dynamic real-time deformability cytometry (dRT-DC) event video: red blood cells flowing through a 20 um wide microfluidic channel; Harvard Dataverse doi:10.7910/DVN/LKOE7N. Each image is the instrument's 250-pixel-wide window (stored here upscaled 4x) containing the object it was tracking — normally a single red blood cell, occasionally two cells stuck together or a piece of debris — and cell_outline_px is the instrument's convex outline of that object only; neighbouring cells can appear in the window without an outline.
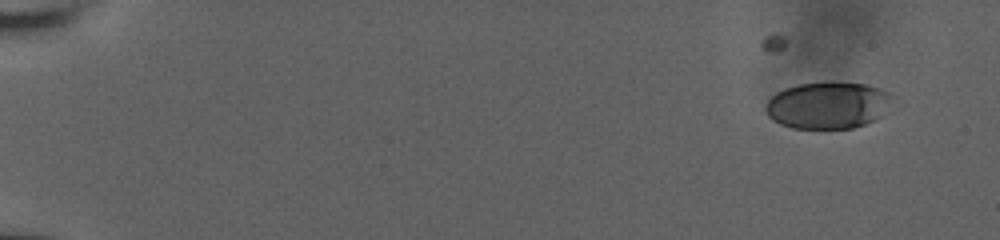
{"species": "human", "species_latin": "Homo sapiens", "temperature_condition": "room temperature", "stored_images_in_passage": 24, "camera_frame_rate_fps": 3000, "um_per_image_px": 0.085, "donor": {"sex": "male"}, "frame": {"image": 1, "passage_image": 5, "time_ms": 1.333, "image_size_px": [1000, 240], "cell_outline_px": [[896, 96], [880, 116], [864, 124], [852, 128], [792, 128], [780, 124], [772, 120], [768, 116], [764, 108], [768, 100], [776, 92], [784, 88], [800, 84], [864, 84], [880, 88]], "centroid_in_image_um": [70.34, 8.97], "position_along_channel_um": 14.7, "area_um2": 34.04}}
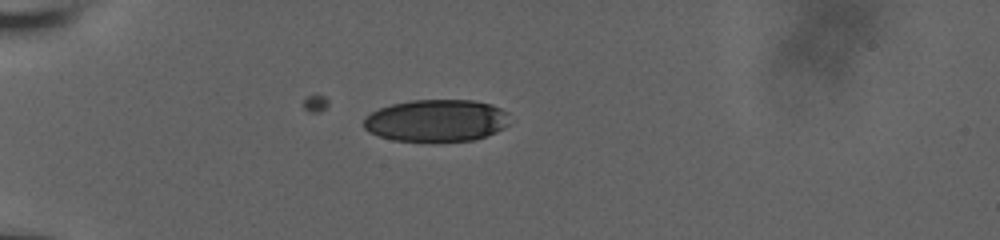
{"frame": {"image": 2, "passage_image": 19, "time_ms": 6.0, "image_size_px": [1000, 240], "cell_outline_px": [[508, 124], [504, 128], [496, 132], [472, 140], [392, 140], [368, 132], [364, 128], [364, 120], [372, 112], [380, 108], [392, 104], [412, 100], [472, 100], [492, 104], [508, 112]], "centroid_in_image_um": [37.11, 10.23], "position_along_channel_um": 47.9, "area_um2": 35.43}}